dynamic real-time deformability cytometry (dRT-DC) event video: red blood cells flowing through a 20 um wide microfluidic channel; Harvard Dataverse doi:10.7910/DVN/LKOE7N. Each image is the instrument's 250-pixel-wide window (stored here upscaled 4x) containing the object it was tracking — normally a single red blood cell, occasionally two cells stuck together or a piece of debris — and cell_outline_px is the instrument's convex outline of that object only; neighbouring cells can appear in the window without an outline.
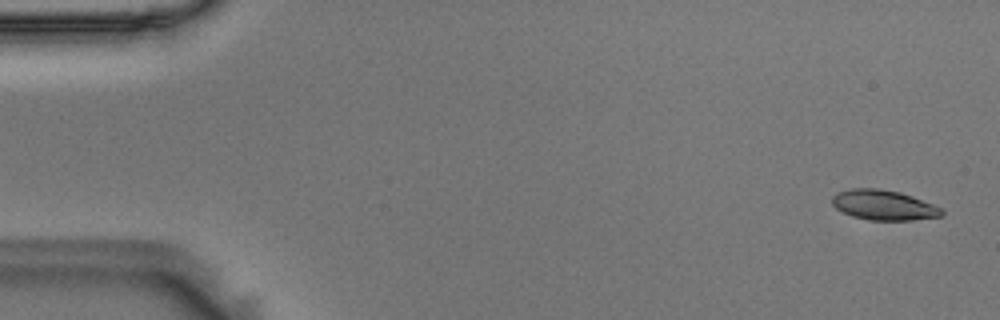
{"species": "Egyptian fruit bat (a non-hibernating species)", "species_latin": "Rousettus aegyptiacus", "temperature_condition": "room temperature", "stored_images_in_passage": 55, "camera_frame_rate_fps": 3000, "um_per_image_px": 0.085, "animal": {"sex": "male"}, "frame": {"image": 1, "passage_image": 2, "time_ms": 0.333, "image_size_px": [1000, 320], "cell_outline_px": [[944, 212], [940, 216], [912, 220], [868, 220], [852, 216], [836, 208], [832, 204], [832, 196], [836, 192], [852, 188], [880, 188], [900, 192], [912, 196], [932, 204], [940, 208]], "centroid_in_image_um": [75.07, 17.42], "position_along_channel_um": 9.9, "area_um2": 19.13}}
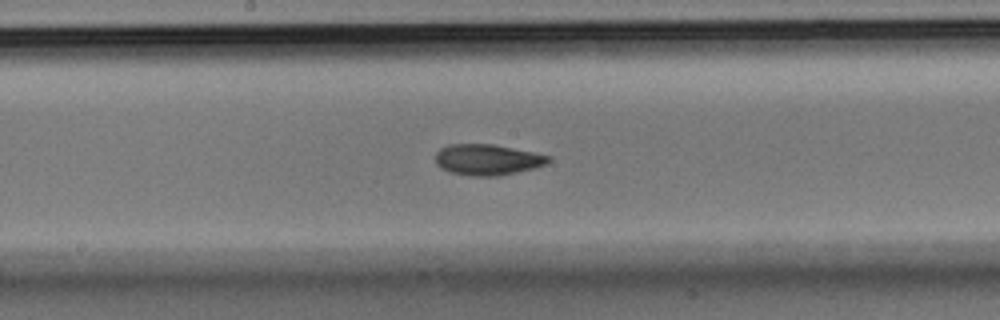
{"frame": {"image": 2, "passage_image": 29, "time_ms": 9.333, "image_size_px": [1000, 320], "cell_outline_px": [[552, 160], [548, 164], [500, 176], [472, 176], [448, 172], [440, 168], [436, 164], [436, 152], [440, 148], [448, 144], [492, 144], [532, 152], [548, 156]], "centroid_in_image_um": [41.39, 13.58], "position_along_channel_um": 206.8, "area_um2": 20.35}}
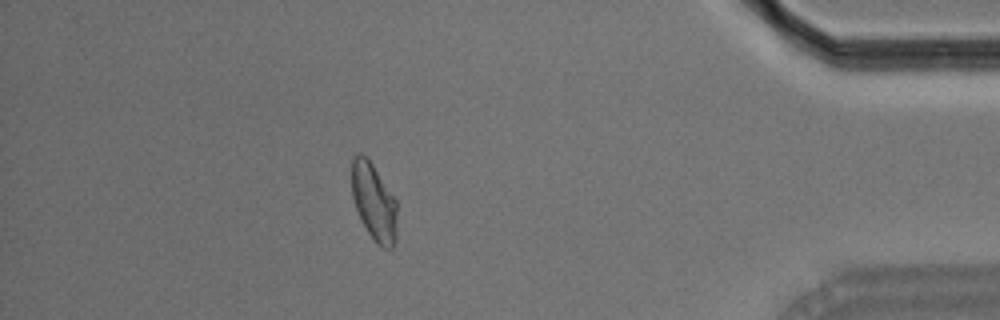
{"frame": {"image": 3, "passage_image": 49, "time_ms": 16.0, "image_size_px": [1000, 320], "cell_outline_px": [[396, 240], [392, 248], [384, 248], [376, 244], [368, 232], [356, 208], [352, 196], [352, 160], [360, 152], [372, 164], [396, 200]], "centroid_in_image_um": [31.79, 17.2], "position_along_channel_um": 403.4, "area_um2": 20.0}, "authors_computed_cell_mechanics": {"area_um2": 20.0566, "velocity_mm_per_s": 3.6082, "shape_relaxation_time_tau1_ms": 8.4594, "shape_relaxation_time_tau2_ms": 2.1149, "deformation_change_tau1": 0.1848, "deformation_change_tau2": 0.0737}}